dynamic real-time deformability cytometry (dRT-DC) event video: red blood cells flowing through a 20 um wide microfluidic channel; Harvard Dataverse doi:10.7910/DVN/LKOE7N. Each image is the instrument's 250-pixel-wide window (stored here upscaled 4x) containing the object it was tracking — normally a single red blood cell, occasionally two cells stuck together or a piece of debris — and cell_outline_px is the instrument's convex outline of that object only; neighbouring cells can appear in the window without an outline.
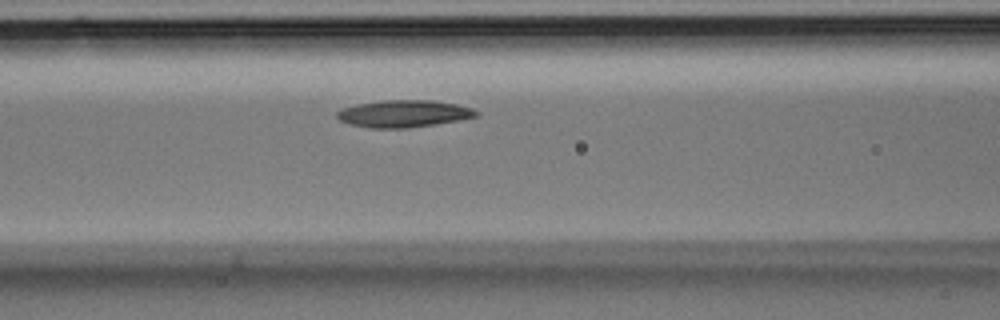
{"species": "Egyptian fruit bat (a non-hibernating species)", "species_latin": "Rousettus aegyptiacus", "temperature_condition": "room temperature", "stored_images_in_passage": 31, "camera_frame_rate_fps": 3000, "um_per_image_px": 0.085, "animal": {"sex": "male"}, "frame": {"image": 1, "passage_image": 9, "time_ms": 2.667, "image_size_px": [1000, 320], "cell_outline_px": [[480, 116], [460, 120], [436, 124], [408, 128], [372, 128], [348, 124], [340, 120], [336, 116], [336, 112], [344, 108], [356, 104], [384, 100], [432, 100], [456, 104], [472, 108], [480, 112]], "centroid_in_image_um": [34.35, 9.66], "position_along_channel_um": 132.3, "area_um2": 22.14}}
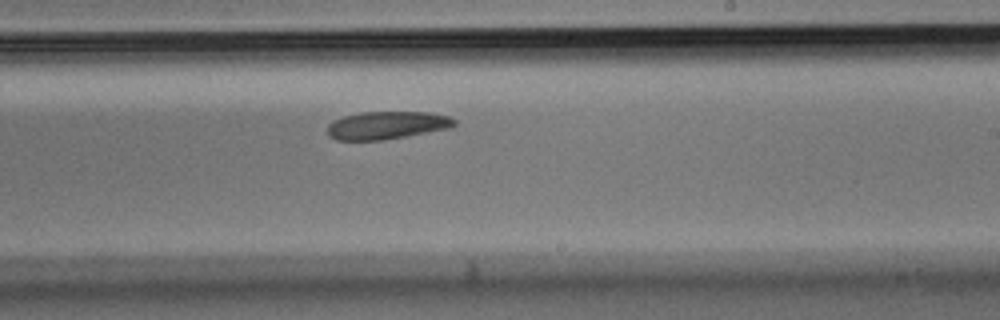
{"frame": {"image": 2, "passage_image": 16, "time_ms": 5.0, "image_size_px": [1000, 320], "cell_outline_px": [[456, 124], [448, 128], [428, 132], [384, 140], [336, 140], [328, 136], [328, 124], [332, 120], [344, 116], [360, 112], [428, 112], [448, 116], [456, 120]], "centroid_in_image_um": [32.84, 10.64], "position_along_channel_um": 256.2, "area_um2": 20.58}}
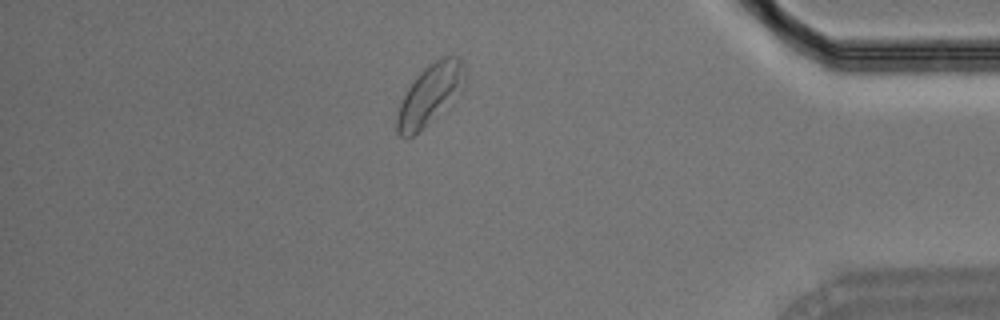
{"frame": {"image": 3, "passage_image": 26, "time_ms": 8.333, "image_size_px": [1000, 320], "cell_outline_px": [[464, 88], [424, 128], [412, 136], [400, 136], [396, 132], [396, 116], [400, 104], [408, 88], [420, 72], [428, 64], [440, 56], [460, 56], [464, 64]], "centroid_in_image_um": [36.55, 8.01], "position_along_channel_um": 398.7, "area_um2": 23.7}}